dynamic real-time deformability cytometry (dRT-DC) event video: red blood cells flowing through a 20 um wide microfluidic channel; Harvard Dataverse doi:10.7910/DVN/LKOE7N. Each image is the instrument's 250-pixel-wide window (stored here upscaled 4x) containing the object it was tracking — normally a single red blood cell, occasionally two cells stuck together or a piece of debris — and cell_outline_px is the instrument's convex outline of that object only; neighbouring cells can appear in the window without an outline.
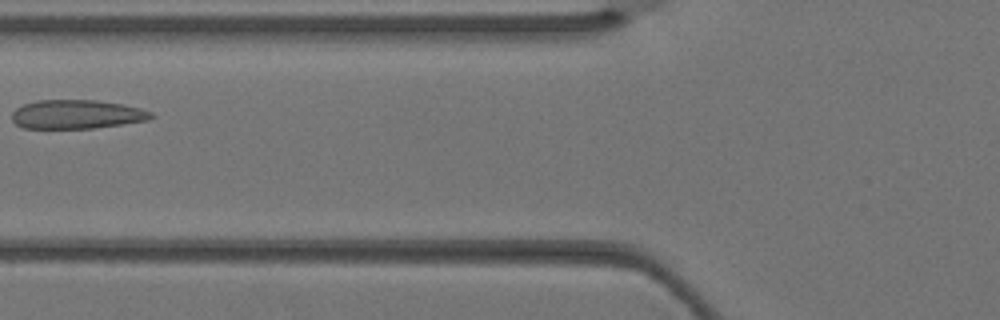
{"species": "Egyptian fruit bat (a non-hibernating species)", "species_latin": "Rousettus aegyptiacus", "temperature_condition": "warm", "stored_images_in_passage": 3, "camera_frame_rate_fps": 3000, "um_per_image_px": 0.085, "animal": {"sex": "female"}, "frame": {"image": 1, "passage_image": 3, "time_ms": 0.667, "image_size_px": [1000, 320], "cell_outline_px": [[156, 116], [148, 120], [92, 128], [24, 128], [16, 124], [12, 120], [12, 112], [16, 108], [24, 104], [36, 100], [96, 100], [124, 104], [140, 108], [152, 112]], "centroid_in_image_um": [6.53, 9.71], "position_along_channel_um": 119.3, "area_um2": 23.47}}